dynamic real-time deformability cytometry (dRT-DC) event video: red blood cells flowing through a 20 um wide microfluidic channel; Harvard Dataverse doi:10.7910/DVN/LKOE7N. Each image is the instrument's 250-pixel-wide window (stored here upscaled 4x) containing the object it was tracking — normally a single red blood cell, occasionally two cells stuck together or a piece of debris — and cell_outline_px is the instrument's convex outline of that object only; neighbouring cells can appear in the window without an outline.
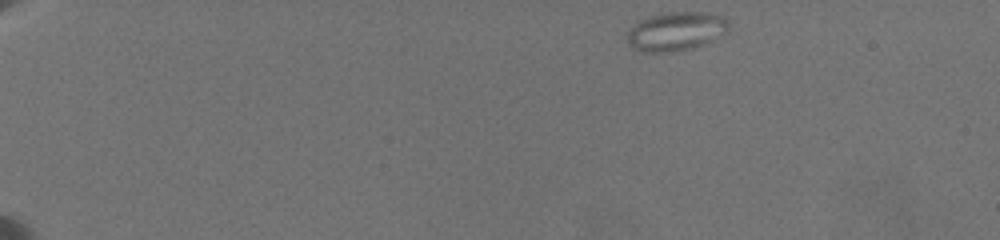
{"species": "common noctule bat (a hibernating species)", "species_latin": "Nyctalus noctula", "temperature_condition": "warm", "stored_images_in_passage": 41, "camera_frame_rate_fps": 3000, "um_per_image_px": 0.085, "animal": {"sex": "female", "body_mass_g": 19.5, "forearm_length_mm": 54.1}, "frame": {"image": 1, "passage_image": 1, "time_ms": 0.0, "image_size_px": [1000, 240], "cell_outline_px": [[728, 32], [704, 44], [692, 48], [668, 52], [644, 52], [632, 48], [628, 44], [628, 32], [640, 20], [648, 16], [664, 12], [708, 12], [724, 16], [728, 20]], "centroid_in_image_um": [57.49, 2.65], "position_along_channel_um": 27.5, "area_um2": 23.06}}
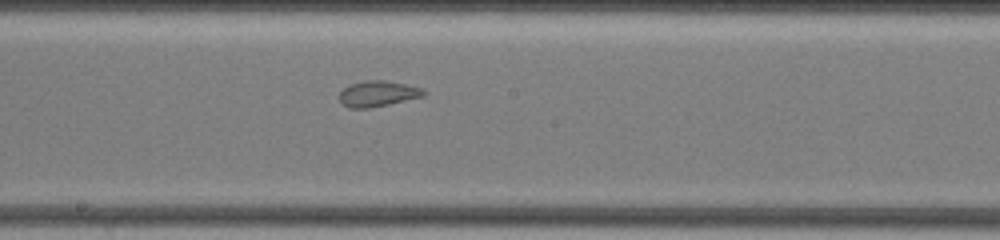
{"frame": {"image": 2, "passage_image": 24, "time_ms": 9.0, "image_size_px": [1000, 240], "cell_outline_px": [[428, 92], [424, 96], [388, 104], [368, 108], [348, 108], [340, 100], [340, 92], [348, 84], [364, 80], [384, 80], [404, 84], [420, 88]], "centroid_in_image_um": [32.1, 7.95], "position_along_channel_um": 216.1, "area_um2": 12.54}}
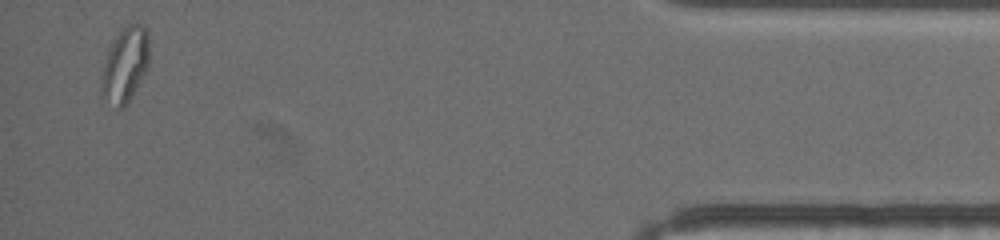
{"frame": {"image": 3, "passage_image": 40, "time_ms": 16.667, "image_size_px": [1000, 240], "cell_outline_px": [[148, 64], [132, 96], [124, 108], [116, 108], [100, 96], [100, 76], [112, 40], [128, 24], [136, 20], [144, 24], [148, 28]], "centroid_in_image_um": [10.61, 5.49], "position_along_channel_um": 424.6, "area_um2": 21.15}, "authors_computed_cell_mechanics": {"area_um2": 15.7216, "velocity_mm_per_s": 3.5062, "shape_relaxation_time_tau1_ms": null, "shape_relaxation_time_tau2_ms": 1.2575, "deformation_change_tau1": null, "deformation_change_tau2": 0.067}}